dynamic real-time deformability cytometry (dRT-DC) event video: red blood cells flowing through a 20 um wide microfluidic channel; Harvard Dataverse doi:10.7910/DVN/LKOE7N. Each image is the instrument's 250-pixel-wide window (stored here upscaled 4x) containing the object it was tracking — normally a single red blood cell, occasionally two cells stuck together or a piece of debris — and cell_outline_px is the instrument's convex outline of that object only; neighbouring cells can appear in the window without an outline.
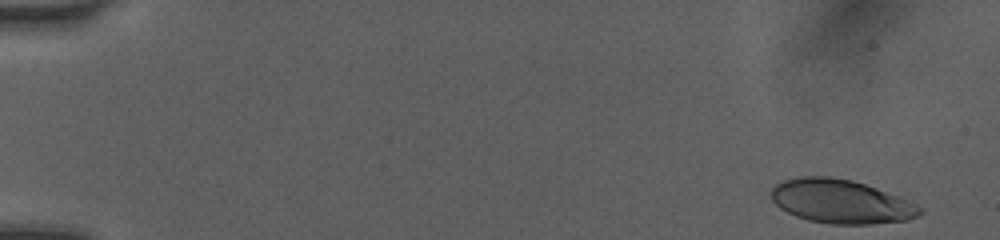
{"species": "human", "species_latin": "Homo sapiens", "temperature_condition": "room temperature", "stored_images_in_passage": 50, "camera_frame_rate_fps": 3000, "um_per_image_px": 0.085, "donor": {"sex": "female"}, "frame": {"image": 1, "passage_image": 2, "time_ms": 0.333, "image_size_px": [1000, 240], "cell_outline_px": [[924, 212], [908, 220], [872, 224], [832, 224], [808, 220], [796, 216], [780, 208], [772, 200], [772, 188], [776, 184], [784, 180], [804, 176], [828, 176], [852, 180], [876, 188], [908, 200], [924, 208]], "centroid_in_image_um": [71.5, 17.13], "position_along_channel_um": 13.5, "area_um2": 37.8}}
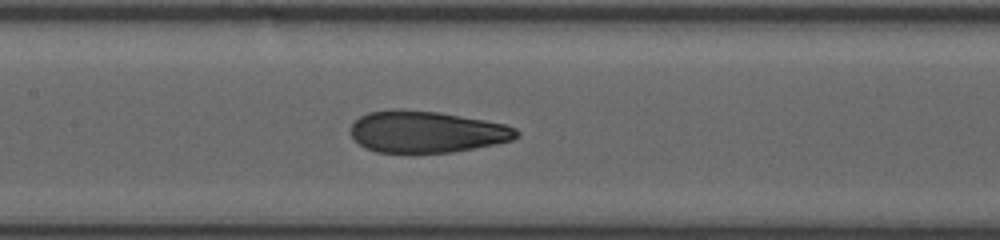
{"frame": {"image": 2, "passage_image": 25, "time_ms": 8.0, "image_size_px": [1000, 240], "cell_outline_px": [[520, 136], [512, 140], [496, 144], [452, 152], [408, 156], [376, 152], [364, 148], [352, 136], [352, 124], [360, 116], [368, 112], [436, 112], [484, 120], [504, 124], [516, 128], [520, 132]], "centroid_in_image_um": [36.29, 11.29], "position_along_channel_um": 171.1, "area_um2": 40.23}}
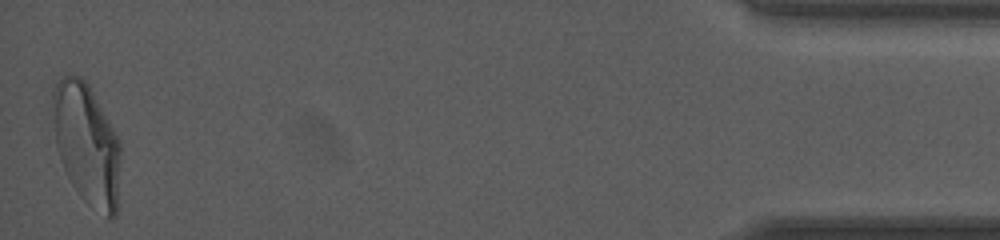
{"frame": {"image": 3, "passage_image": 50, "time_ms": 16.333, "image_size_px": [1000, 240], "cell_outline_px": [[120, 156], [116, 216], [112, 220], [108, 220], [88, 204], [80, 196], [72, 184], [60, 160], [56, 148], [52, 104], [52, 92], [60, 76], [80, 76], [88, 84], [120, 140]], "centroid_in_image_um": [7.37, 12.27], "position_along_channel_um": 427.8, "area_um2": 47.86}, "authors_computed_cell_mechanics": {"area_um2": 40.6045, "velocity_mm_per_s": 4.0572, "shape_relaxation_time_tau1_ms": 4.6394, "shape_relaxation_time_tau2_ms": 0.9786, "deformation_change_tau1": 0.2024, "deformation_change_tau2": 0.0767}}